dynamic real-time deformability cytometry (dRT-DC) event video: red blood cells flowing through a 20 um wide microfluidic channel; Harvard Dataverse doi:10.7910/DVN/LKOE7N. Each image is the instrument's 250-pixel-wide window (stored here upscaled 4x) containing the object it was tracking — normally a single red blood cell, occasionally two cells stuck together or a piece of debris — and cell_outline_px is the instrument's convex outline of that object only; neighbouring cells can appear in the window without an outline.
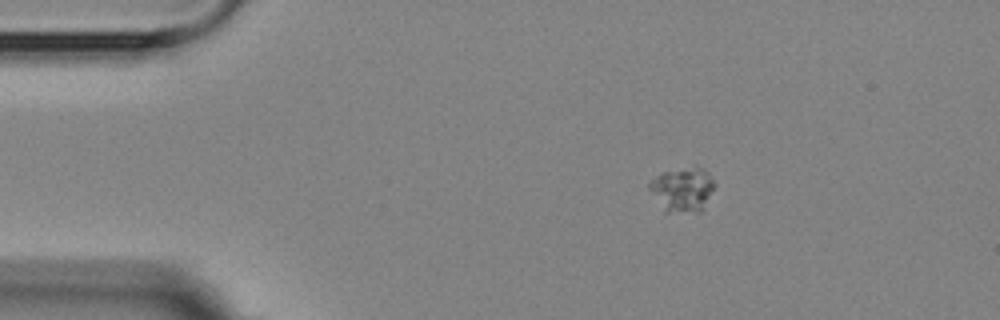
{"species": "Egyptian fruit bat (a non-hibernating species)", "species_latin": "Rousettus aegyptiacus", "temperature_condition": "room temperature", "stored_images_in_passage": 3, "camera_frame_rate_fps": 3000, "um_per_image_px": 0.085, "animal": {"sex": "female"}, "frame": {"image": 1, "passage_image": 3, "time_ms": 5.333, "image_size_px": [1000, 320], "cell_outline_px": [[716, 184], [704, 208], [700, 212], [664, 212], [648, 188], [648, 184], [656, 176], [664, 172], [696, 164], [704, 168], [708, 172]], "centroid_in_image_um": [58.04, 16.09], "position_along_channel_um": 27.0, "area_um2": 17.22}}